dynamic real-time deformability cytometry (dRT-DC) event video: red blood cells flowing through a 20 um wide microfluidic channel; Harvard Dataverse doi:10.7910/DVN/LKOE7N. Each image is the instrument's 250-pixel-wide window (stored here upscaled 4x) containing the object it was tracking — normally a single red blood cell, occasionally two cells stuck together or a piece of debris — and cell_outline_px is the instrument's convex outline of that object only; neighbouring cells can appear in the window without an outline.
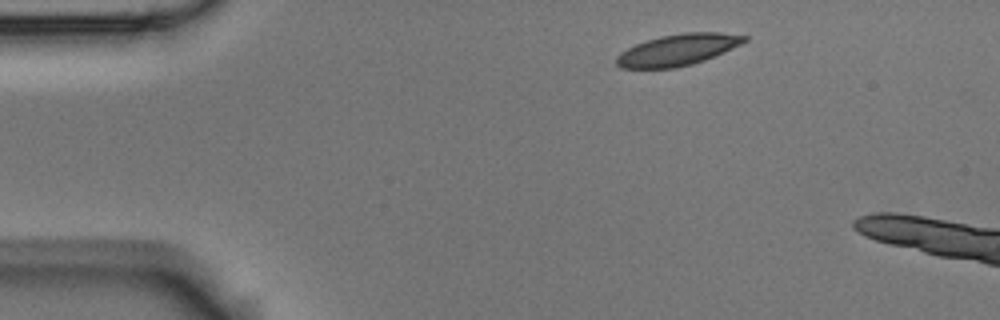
{"species": "Egyptian fruit bat (a non-hibernating species)", "species_latin": "Rousettus aegyptiacus", "temperature_condition": "room temperature", "stored_images_in_passage": 3, "camera_frame_rate_fps": 3000, "um_per_image_px": 0.085, "animal": {"sex": "male"}, "frame": {"image": 1, "passage_image": 1, "time_ms": 0.0, "image_size_px": [1000, 320], "cell_outline_px": [[748, 40], [740, 44], [704, 60], [692, 64], [676, 68], [620, 68], [616, 64], [616, 56], [620, 52], [636, 44], [660, 36], [684, 32], [720, 32], [748, 36]], "centroid_in_image_um": [57.59, 4.23], "position_along_channel_um": 27.4, "area_um2": 23.24}}